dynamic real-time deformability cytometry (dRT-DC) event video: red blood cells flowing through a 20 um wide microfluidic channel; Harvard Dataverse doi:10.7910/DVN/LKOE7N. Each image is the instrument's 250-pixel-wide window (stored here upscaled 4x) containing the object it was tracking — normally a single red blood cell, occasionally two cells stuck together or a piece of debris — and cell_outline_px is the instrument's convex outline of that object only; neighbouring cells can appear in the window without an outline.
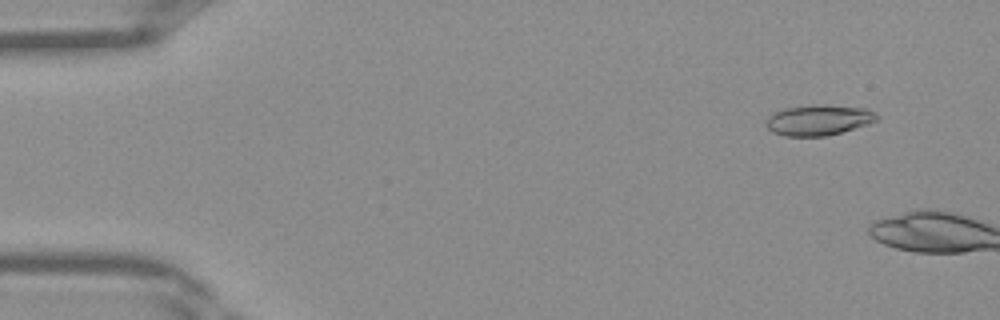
{"species": "Egyptian fruit bat (a non-hibernating species)", "species_latin": "Rousettus aegyptiacus", "temperature_condition": "warm", "stored_images_in_passage": 6, "camera_frame_rate_fps": 3000, "um_per_image_px": 0.085, "frame": {"image": 1, "passage_image": 4, "time_ms": 1.0, "image_size_px": [1000, 320], "cell_outline_px": [[880, 116], [876, 120], [868, 124], [840, 132], [824, 136], [784, 136], [772, 132], [764, 124], [764, 120], [768, 116], [784, 108], [816, 104], [824, 104], [868, 108], [876, 112]], "centroid_in_image_um": [69.57, 10.19], "position_along_channel_um": 15.4, "area_um2": 19.94}}